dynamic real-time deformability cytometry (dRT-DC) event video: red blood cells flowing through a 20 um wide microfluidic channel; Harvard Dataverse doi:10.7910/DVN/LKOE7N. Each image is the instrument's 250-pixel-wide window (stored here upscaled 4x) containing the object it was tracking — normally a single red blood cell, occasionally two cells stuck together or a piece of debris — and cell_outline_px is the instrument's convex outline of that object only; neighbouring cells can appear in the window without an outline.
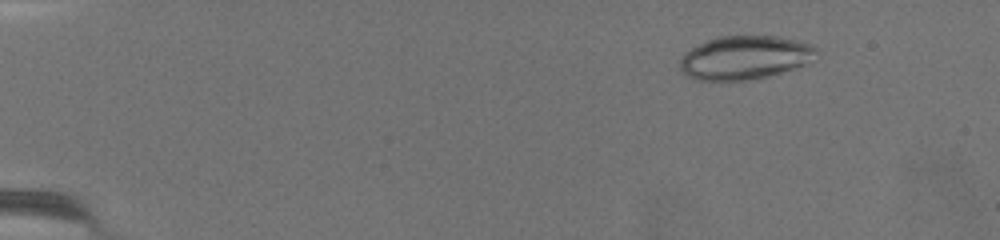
{"species": "common noctule bat (a hibernating species)", "species_latin": "Nyctalus noctula", "temperature_condition": "warm", "stored_images_in_passage": 73, "camera_frame_rate_fps": 3000, "um_per_image_px": 0.085, "animal": {"sex": "female", "body_mass_g": 19.5, "forearm_length_mm": 54.1}, "frame": {"image": 1, "passage_image": 10, "time_ms": 3.0, "image_size_px": [1000, 240], "cell_outline_px": [[816, 60], [808, 64], [768, 76], [752, 80], [692, 80], [680, 72], [680, 60], [684, 52], [708, 40], [720, 36], [780, 36], [812, 44], [816, 48]], "centroid_in_image_um": [63.33, 4.9], "position_along_channel_um": 21.7, "area_um2": 35.03}}
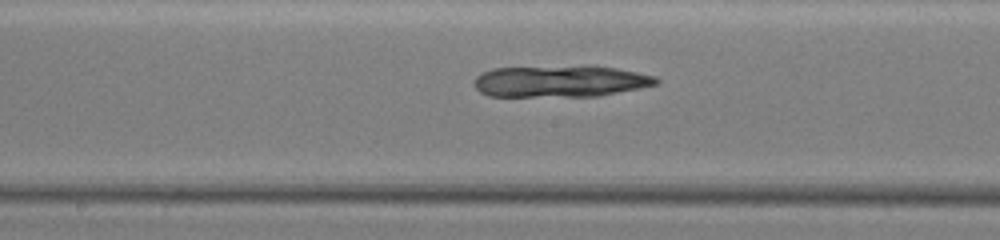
{"frame": {"image": 2, "passage_image": 41, "time_ms": 13.333, "image_size_px": [1000, 240], "cell_outline_px": [[660, 84], [640, 88], [596, 96], [488, 96], [480, 92], [472, 84], [476, 76], [480, 72], [492, 68], [588, 64], [592, 64], [616, 68], [656, 76], [660, 80]], "centroid_in_image_um": [47.62, 6.87], "position_along_channel_um": 200.6, "area_um2": 34.45}}
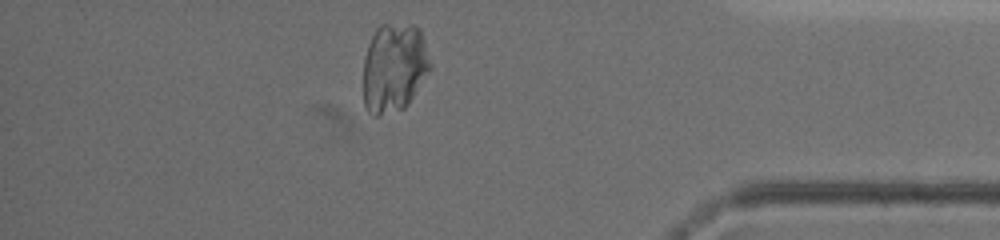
{"frame": {"image": 3, "passage_image": 64, "time_ms": 21.0, "image_size_px": [1000, 240], "cell_outline_px": [[432, 68], [408, 104], [404, 108], [376, 116], [372, 116], [364, 108], [364, 56], [368, 44], [376, 28], [380, 24], [412, 24], [420, 28], [432, 64]], "centroid_in_image_um": [33.51, 5.74], "position_along_channel_um": 401.7, "area_um2": 35.14}}